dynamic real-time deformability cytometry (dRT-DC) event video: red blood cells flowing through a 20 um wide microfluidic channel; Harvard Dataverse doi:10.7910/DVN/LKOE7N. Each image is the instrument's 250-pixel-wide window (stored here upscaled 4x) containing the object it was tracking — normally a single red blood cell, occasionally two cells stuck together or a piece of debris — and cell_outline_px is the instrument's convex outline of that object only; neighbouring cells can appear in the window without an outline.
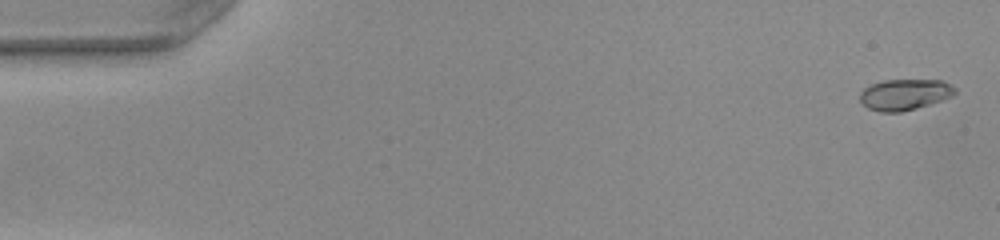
{"species": "common noctule bat (a hibernating species)", "species_latin": "Nyctalus noctula", "temperature_condition": "warm", "stored_images_in_passage": 51, "camera_frame_rate_fps": 3000, "um_per_image_px": 0.085, "animal": {"sex": "female", "body_mass_g": 22.0, "forearm_length_mm": 56.7}, "frame": {"image": 1, "passage_image": 2, "time_ms": 0.333, "image_size_px": [1000, 240], "cell_outline_px": [[956, 92], [952, 96], [916, 108], [900, 112], [880, 112], [868, 108], [860, 100], [860, 92], [864, 88], [872, 84], [884, 80], [940, 80], [952, 84], [956, 88]], "centroid_in_image_um": [76.9, 8.03], "position_along_channel_um": 8.1, "area_um2": 17.05}}
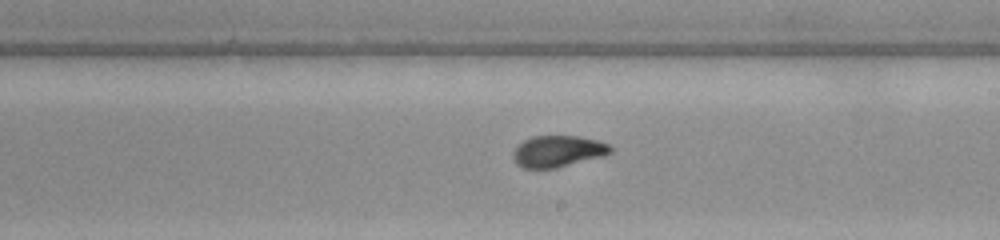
{"frame": {"image": 2, "passage_image": 30, "time_ms": 9.667, "image_size_px": [1000, 240], "cell_outline_px": [[612, 152], [604, 156], [556, 168], [524, 168], [516, 164], [512, 156], [512, 152], [524, 140], [532, 136], [580, 136], [596, 140], [608, 144], [612, 148]], "centroid_in_image_um": [47.42, 12.86], "position_along_channel_um": 241.6, "area_um2": 17.86}}
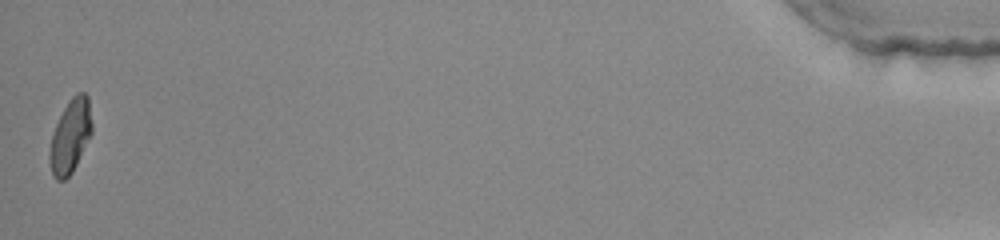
{"frame": {"image": 3, "passage_image": 51, "time_ms": 16.667, "image_size_px": [1000, 240], "cell_outline_px": [[92, 132], [72, 172], [64, 180], [56, 180], [52, 176], [48, 160], [48, 156], [52, 136], [56, 124], [68, 100], [76, 92], [84, 92], [88, 96], [92, 124]], "centroid_in_image_um": [5.97, 11.57], "position_along_channel_um": 429.2, "area_um2": 18.09}, "authors_computed_cell_mechanics": {"area_um2": 17.629, "velocity_mm_per_s": 4.0522, "shape_relaxation_time_tau1_ms": 6.3824, "shape_relaxation_time_tau2_ms": 0.8154, "deformation_change_tau1": 0.2061, "deformation_change_tau2": 0.0462}}